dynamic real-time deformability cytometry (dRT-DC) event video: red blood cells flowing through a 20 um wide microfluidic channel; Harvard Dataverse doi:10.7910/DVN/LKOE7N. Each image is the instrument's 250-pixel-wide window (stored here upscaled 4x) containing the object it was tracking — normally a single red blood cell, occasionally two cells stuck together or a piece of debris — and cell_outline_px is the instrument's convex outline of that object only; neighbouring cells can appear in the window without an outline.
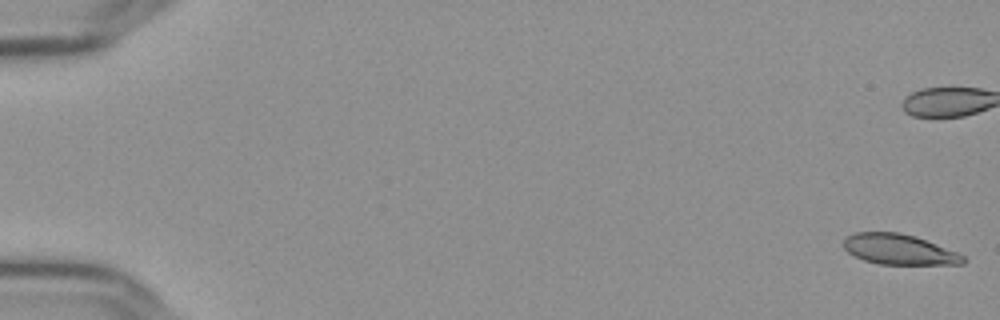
{"species": "Egyptian fruit bat (a non-hibernating species)", "species_latin": "Rousettus aegyptiacus", "temperature_condition": "cold", "stored_images_in_passage": 57, "camera_frame_rate_fps": 3000, "um_per_image_px": 0.085, "frame": {"image": 1, "passage_image": 1, "time_ms": 0.0, "image_size_px": [1000, 320], "cell_outline_px": [[968, 260], [964, 264], [880, 264], [864, 260], [848, 252], [844, 248], [844, 236], [856, 232], [900, 232], [916, 236], [956, 252], [964, 256]], "centroid_in_image_um": [76.42, 21.19], "position_along_channel_um": 8.6, "area_um2": 21.15}, "authors_computed_cell_mechanics": {"area_um2": 22.4842, "velocity_mm_per_s": 3.6326, "shape_relaxation_time_tau1_ms": null, "shape_relaxation_time_tau2_ms": 4.6563, "deformation_change_tau1": null, "deformation_change_tau2": 0.0941}}